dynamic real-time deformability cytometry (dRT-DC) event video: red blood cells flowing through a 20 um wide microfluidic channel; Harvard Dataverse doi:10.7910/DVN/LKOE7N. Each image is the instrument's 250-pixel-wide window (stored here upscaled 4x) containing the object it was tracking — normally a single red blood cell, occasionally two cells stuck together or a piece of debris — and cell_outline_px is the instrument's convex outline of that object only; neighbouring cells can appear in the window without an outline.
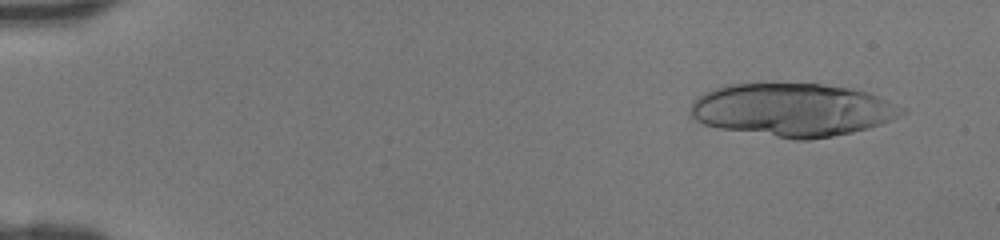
{"species": "human", "species_latin": "Homo sapiens", "temperature_condition": "room temperature", "stored_images_in_passage": 42, "segment_of_instrument_passage": [1, 2], "camera_frame_rate_fps": 3000, "um_per_image_px": 0.085, "donor": {"sex": "female"}, "frame": {"image": 1, "passage_image": 1, "time_ms": 0.0, "image_size_px": [1000, 240], "cell_outline_px": [[908, 112], [880, 124], [868, 128], [852, 132], [832, 136], [808, 140], [796, 140], [720, 128], [704, 124], [696, 120], [692, 116], [692, 100], [696, 96], [704, 92], [724, 84], [820, 84], [852, 88], [876, 96], [908, 108]], "centroid_in_image_um": [67.37, 9.34], "position_along_channel_um": 17.6, "area_um2": 65.2}}